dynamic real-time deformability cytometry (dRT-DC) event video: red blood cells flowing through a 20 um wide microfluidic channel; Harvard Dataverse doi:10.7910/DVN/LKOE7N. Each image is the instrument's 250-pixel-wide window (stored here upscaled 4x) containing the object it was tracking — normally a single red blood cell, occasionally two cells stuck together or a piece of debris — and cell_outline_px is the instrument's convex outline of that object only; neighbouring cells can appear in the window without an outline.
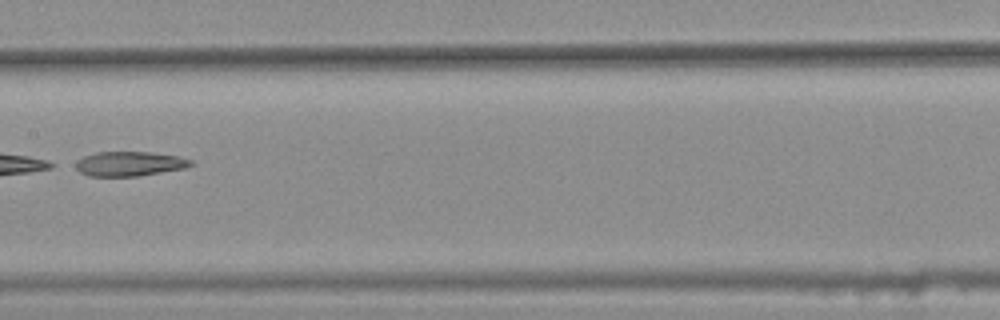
{"species": "common noctule bat (a hibernating species)", "species_latin": "Nyctalus noctula", "temperature_condition": "warm", "stored_images_in_passage": 5, "camera_frame_rate_fps": 3000, "um_per_image_px": 0.085, "animal": {"sex": "female", "body_mass_g": 25.1}, "frame": {"image": 1, "passage_image": 4, "time_ms": 1.0, "image_size_px": [1000, 320], "cell_outline_px": [[192, 164], [184, 168], [136, 176], [88, 176], [80, 172], [68, 164], [84, 156], [96, 152], [148, 152], [180, 156], [192, 160]], "centroid_in_image_um": [10.89, 13.91], "position_along_channel_um": 196.5, "area_um2": 16.65}}
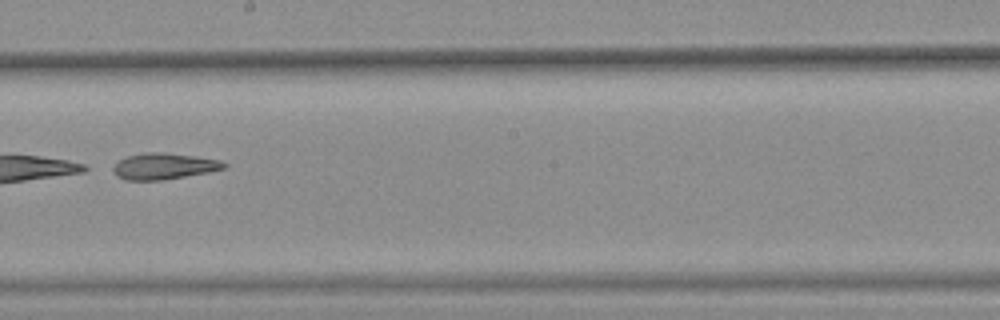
{"frame": {"image": 2, "passage_image": 5, "time_ms": 1.333, "image_size_px": [1000, 320], "cell_outline_px": [[228, 164], [224, 168], [208, 172], [164, 180], [124, 180], [116, 176], [112, 168], [120, 160], [128, 156], [144, 152], [164, 152], [220, 160]], "centroid_in_image_um": [13.91, 14.13], "position_along_channel_um": 234.3, "area_um2": 16.82}}